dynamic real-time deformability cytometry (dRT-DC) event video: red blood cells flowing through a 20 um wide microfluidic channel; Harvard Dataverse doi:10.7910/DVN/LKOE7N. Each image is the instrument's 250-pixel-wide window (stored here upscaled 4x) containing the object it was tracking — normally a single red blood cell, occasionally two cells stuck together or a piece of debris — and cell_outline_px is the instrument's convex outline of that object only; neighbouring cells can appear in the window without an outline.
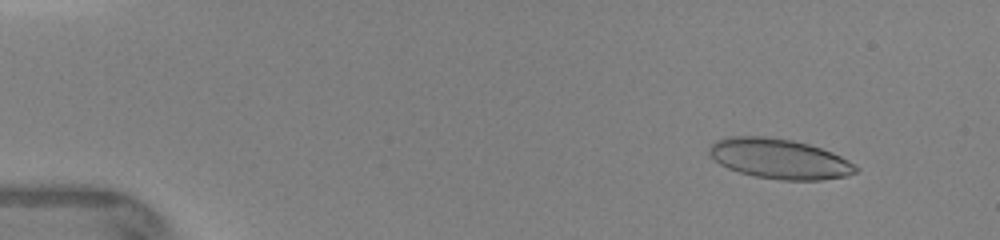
{"species": "human", "species_latin": "Homo sapiens", "temperature_condition": "warm", "stored_images_in_passage": 34, "camera_frame_rate_fps": 3000, "um_per_image_px": 0.085, "donor": {"sex": "female"}, "frame": {"image": 1, "passage_image": 3, "time_ms": 1.333, "image_size_px": [1000, 240], "cell_outline_px": [[860, 168], [856, 172], [848, 176], [820, 180], [780, 180], [752, 176], [728, 168], [720, 164], [708, 152], [708, 148], [716, 140], [728, 136], [764, 136], [792, 140], [808, 144], [832, 152], [856, 164]], "centroid_in_image_um": [66.26, 13.5], "position_along_channel_um": 18.7, "area_um2": 34.28}}
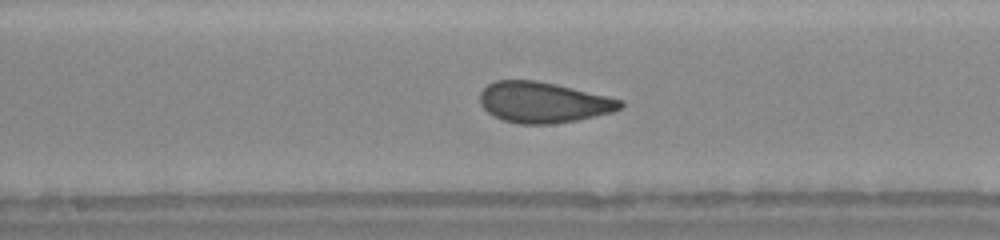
{"frame": {"image": 2, "passage_image": 16, "time_ms": 8.0, "image_size_px": [1000, 240], "cell_outline_px": [[624, 108], [612, 112], [576, 120], [548, 124], [520, 124], [504, 120], [488, 112], [480, 104], [480, 92], [488, 84], [496, 80], [536, 80], [556, 84], [608, 96], [624, 100]], "centroid_in_image_um": [46.2, 8.69], "position_along_channel_um": 202.0, "area_um2": 33.29}}
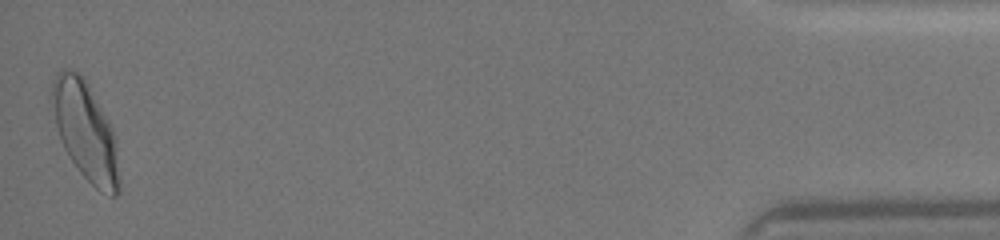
{"frame": {"image": 3, "passage_image": 34, "time_ms": 15.0, "image_size_px": [1000, 240], "cell_outline_px": [[120, 192], [116, 196], [112, 196], [96, 188], [80, 172], [64, 148], [48, 100], [48, 96], [52, 80], [56, 72], [60, 68], [68, 68], [80, 72], [84, 76], [112, 128], [116, 140], [120, 180]], "centroid_in_image_um": [7.23, 11.07], "position_along_channel_um": 428.0, "area_um2": 39.07}}